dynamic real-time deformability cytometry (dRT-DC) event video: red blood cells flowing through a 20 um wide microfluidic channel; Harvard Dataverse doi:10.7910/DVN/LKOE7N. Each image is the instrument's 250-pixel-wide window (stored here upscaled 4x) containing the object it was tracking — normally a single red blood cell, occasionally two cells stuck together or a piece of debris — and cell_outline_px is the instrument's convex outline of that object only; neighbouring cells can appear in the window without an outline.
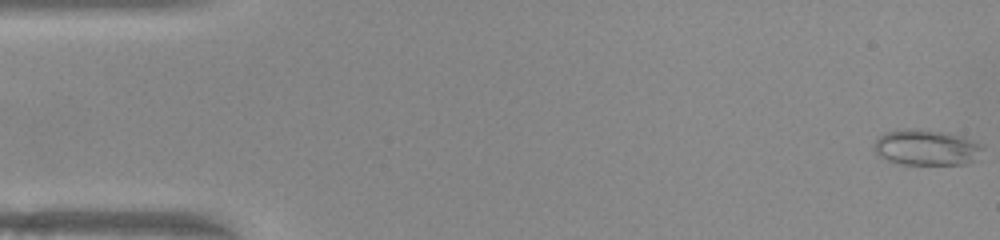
{"species": "common noctule bat (a hibernating species)", "species_latin": "Nyctalus noctula", "temperature_condition": "warm", "stored_images_in_passage": 51, "camera_frame_rate_fps": 3000, "um_per_image_px": 0.085, "animal": {"sex": "female", "body_mass_g": 22.0, "forearm_length_mm": 56.7}, "frame": {"image": 1, "passage_image": 1, "time_ms": 0.0, "image_size_px": [1000, 240], "cell_outline_px": [[984, 148], [972, 160], [964, 164], [900, 164], [888, 160], [880, 156], [876, 152], [876, 140], [884, 132], [912, 128], [944, 132], [964, 136], [984, 144]], "centroid_in_image_um": [78.77, 12.52], "position_along_channel_um": 6.2, "area_um2": 22.37}}
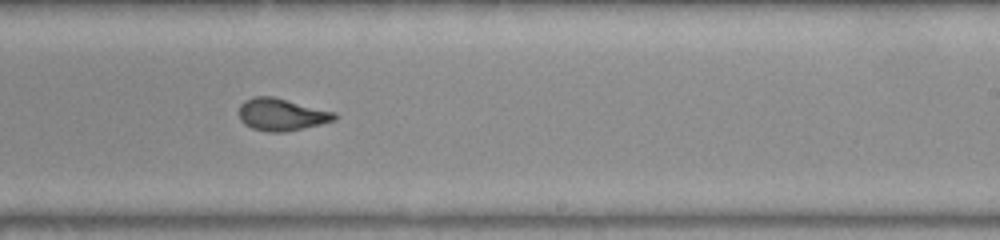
{"frame": {"image": 2, "passage_image": 31, "time_ms": 10.0, "image_size_px": [1000, 240], "cell_outline_px": [[340, 116], [336, 120], [320, 124], [284, 132], [268, 132], [252, 128], [244, 124], [240, 120], [240, 104], [244, 100], [252, 96], [272, 96], [336, 112]], "centroid_in_image_um": [23.95, 9.73], "position_along_channel_um": 265.1, "area_um2": 18.03}}
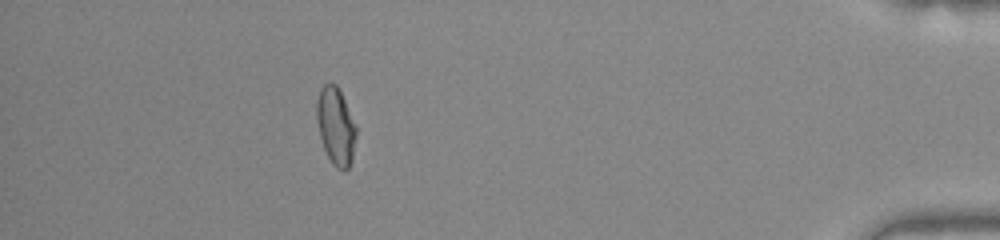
{"frame": {"image": 3, "passage_image": 46, "time_ms": 15.0, "image_size_px": [1000, 240], "cell_outline_px": [[356, 136], [352, 160], [348, 168], [344, 172], [336, 168], [332, 164], [324, 148], [320, 136], [316, 120], [316, 104], [320, 88], [328, 80], [336, 84], [356, 124]], "centroid_in_image_um": [28.53, 10.72], "position_along_channel_um": 406.7, "area_um2": 17.98}, "authors_computed_cell_mechanics": {"area_um2": 18.0336, "velocity_mm_per_s": 3.9767, "shape_relaxation_time_tau1_ms": null, "shape_relaxation_time_tau2_ms": 0.8845, "deformation_change_tau1": null, "deformation_change_tau2": 0.0638}}